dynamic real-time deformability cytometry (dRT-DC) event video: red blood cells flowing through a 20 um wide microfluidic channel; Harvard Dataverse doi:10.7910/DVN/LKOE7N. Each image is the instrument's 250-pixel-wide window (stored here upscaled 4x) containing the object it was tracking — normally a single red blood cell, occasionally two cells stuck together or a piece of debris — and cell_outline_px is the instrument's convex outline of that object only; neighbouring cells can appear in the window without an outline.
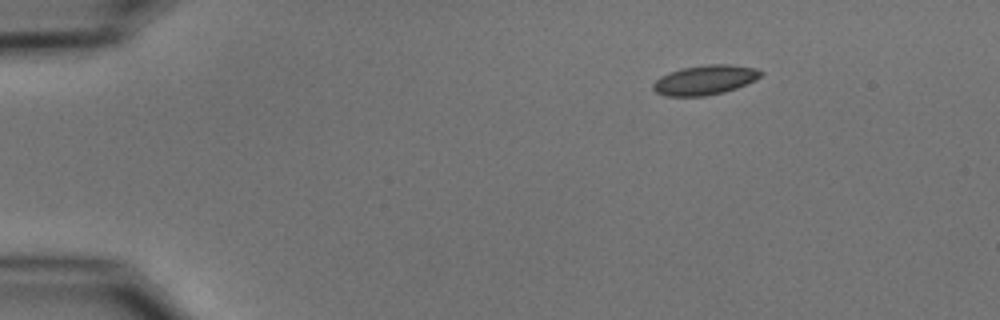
{"species": "common noctule bat (a hibernating species)", "species_latin": "Nyctalus noctula", "temperature_condition": "cold", "stored_images_in_passage": 47, "camera_frame_rate_fps": 3000, "um_per_image_px": 0.085, "animal": {"sex": "male", "body_mass_g": 15.6}, "frame": {"image": 1, "passage_image": 1, "time_ms": 0.0, "image_size_px": [1000, 320], "cell_outline_px": [[764, 72], [756, 80], [736, 88], [724, 92], [704, 96], [664, 96], [656, 92], [652, 88], [652, 84], [660, 76], [668, 72], [684, 68], [708, 64], [728, 64], [756, 68]], "centroid_in_image_um": [59.91, 6.8], "position_along_channel_um": 25.1, "area_um2": 18.61}}
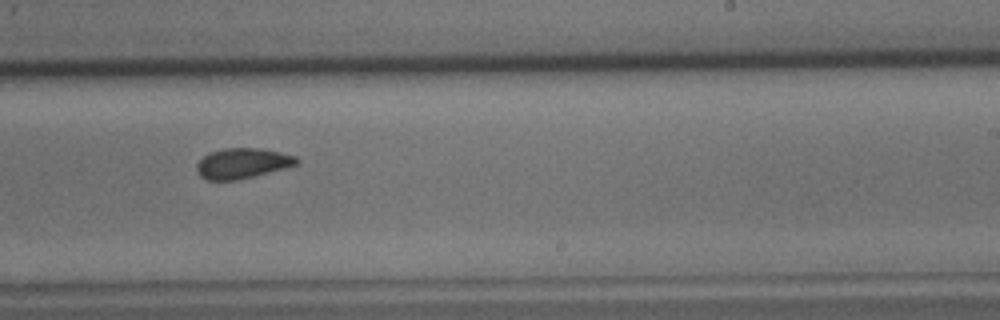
{"frame": {"image": 2, "passage_image": 27, "time_ms": 8.667, "image_size_px": [1000, 320], "cell_outline_px": [[300, 160], [296, 164], [284, 168], [236, 180], [208, 180], [200, 176], [196, 172], [196, 164], [208, 152], [224, 148], [260, 148], [280, 152], [296, 156]], "centroid_in_image_um": [20.57, 13.87], "position_along_channel_um": 268.4, "area_um2": 17.57}}
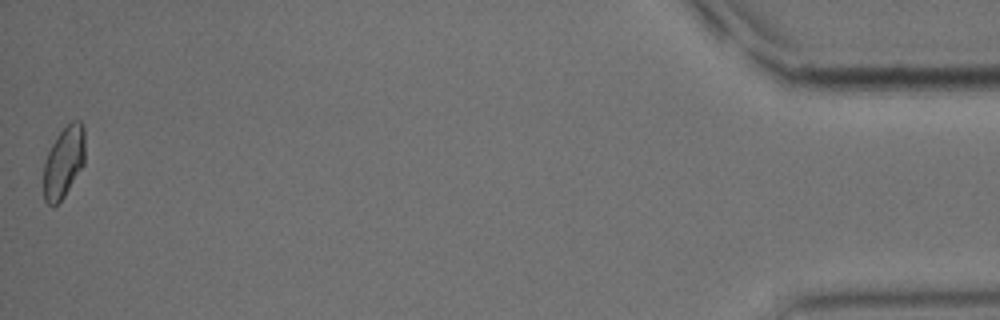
{"frame": {"image": 3, "passage_image": 47, "time_ms": 15.333, "image_size_px": [1000, 320], "cell_outline_px": [[84, 164], [64, 196], [52, 208], [44, 200], [44, 164], [48, 152], [56, 136], [72, 120], [80, 120], [84, 128]], "centroid_in_image_um": [5.42, 13.77], "position_along_channel_um": 429.8, "area_um2": 17.11}, "authors_computed_cell_mechanics": {"area_um2": 17.918, "velocity_mm_per_s": 3.7074, "shape_relaxation_time_tau1_ms": 3.8273, "shape_relaxation_time_tau2_ms": 2.0452, "deformation_change_tau1": 0.078, "deformation_change_tau2": 0.0641}}